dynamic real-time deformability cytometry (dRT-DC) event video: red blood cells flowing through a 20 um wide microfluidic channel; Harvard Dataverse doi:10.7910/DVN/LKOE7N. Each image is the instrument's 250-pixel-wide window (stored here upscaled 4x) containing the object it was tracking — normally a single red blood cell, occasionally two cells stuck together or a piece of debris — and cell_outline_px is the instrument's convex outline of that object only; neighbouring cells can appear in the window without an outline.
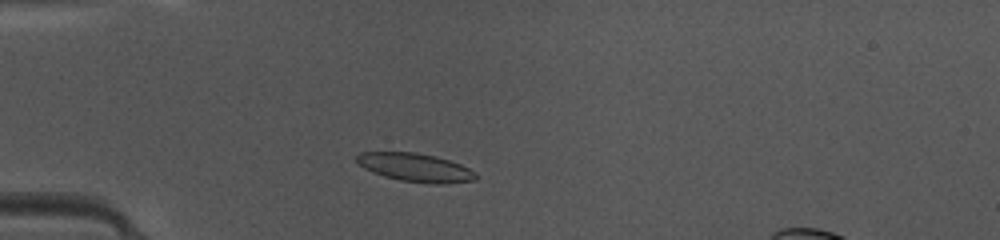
{"species": "common noctule bat (a hibernating species)", "species_latin": "Nyctalus noctula", "temperature_condition": "warm", "stored_images_in_passage": 34, "camera_frame_rate_fps": 3000, "um_per_image_px": 0.085, "animal": {"sex": "female", "body_mass_g": 10.0, "forearm_length_mm": 53.1}, "frame": {"image": 1, "passage_image": 1, "time_ms": 0.0, "image_size_px": [1000, 240], "cell_outline_px": [[476, 180], [444, 184], [432, 184], [400, 180], [384, 176], [372, 172], [364, 168], [356, 160], [356, 156], [360, 152], [416, 152], [436, 156], [460, 164], [476, 172]], "centroid_in_image_um": [35.31, 14.24], "position_along_channel_um": 49.7, "area_um2": 19.71}}
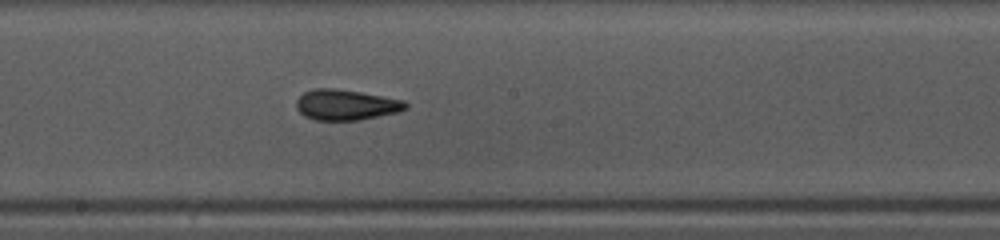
{"frame": {"image": 2, "passage_image": 14, "time_ms": 4.333, "image_size_px": [1000, 240], "cell_outline_px": [[408, 108], [396, 112], [360, 120], [316, 120], [304, 116], [296, 108], [296, 100], [304, 92], [316, 88], [336, 88], [384, 96], [404, 100], [408, 104]], "centroid_in_image_um": [29.4, 8.9], "position_along_channel_um": 218.8, "area_um2": 19.48}}
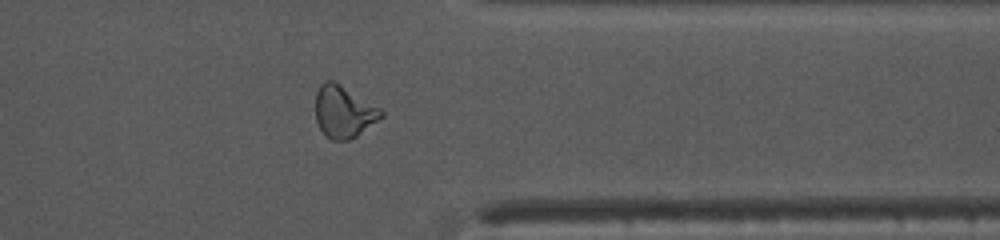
{"frame": {"image": 3, "passage_image": 26, "time_ms": 8.333, "image_size_px": [1000, 240], "cell_outline_px": [[384, 116], [356, 136], [348, 140], [332, 140], [320, 128], [316, 120], [316, 92], [320, 84], [324, 80], [332, 80], [380, 108], [384, 112]], "centroid_in_image_um": [29.21, 9.49], "position_along_channel_um": 382.2, "area_um2": 19.54}}